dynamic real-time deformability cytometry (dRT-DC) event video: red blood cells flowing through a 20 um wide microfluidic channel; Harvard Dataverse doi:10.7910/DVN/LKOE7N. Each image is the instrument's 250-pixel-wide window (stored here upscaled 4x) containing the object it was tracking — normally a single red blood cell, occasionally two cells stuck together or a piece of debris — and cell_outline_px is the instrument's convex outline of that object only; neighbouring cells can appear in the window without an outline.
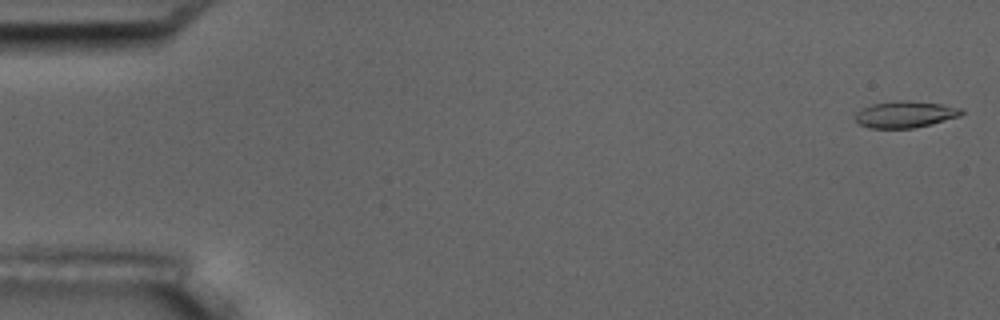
{"species": "common noctule bat (a hibernating species)", "species_latin": "Nyctalus noctula", "temperature_condition": "room temperature", "stored_images_in_passage": 15, "camera_frame_rate_fps": 3000, "um_per_image_px": 0.085, "animal": {"sex": "male", "body_mass_g": 17.5, "forearm_length_mm": 52.3}, "frame": {"image": 1, "passage_image": 1, "time_ms": 0.0, "image_size_px": [1000, 320], "cell_outline_px": [[964, 112], [960, 116], [912, 128], [868, 128], [860, 124], [856, 120], [856, 112], [860, 108], [872, 104], [896, 100], [908, 100], [940, 104], [964, 108]], "centroid_in_image_um": [76.92, 9.7], "position_along_channel_um": 8.1, "area_um2": 16.42}}
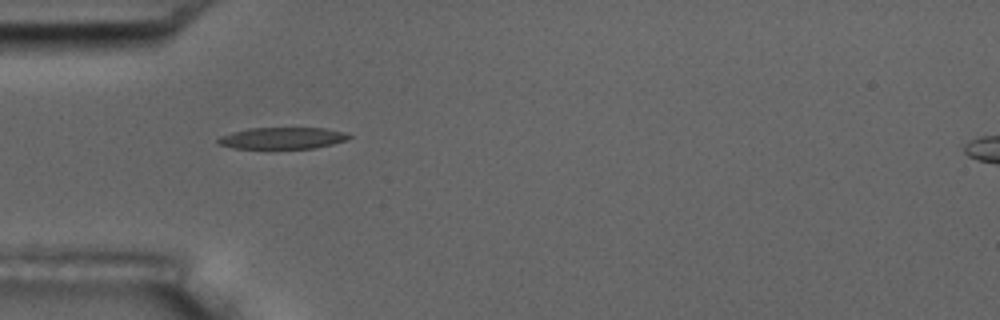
{"frame": {"image": 2, "passage_image": 5, "time_ms": 5.333, "image_size_px": [1000, 320], "cell_outline_px": [[352, 136], [348, 140], [316, 148], [232, 148], [216, 144], [216, 140], [220, 136], [232, 132], [248, 128], [324, 128], [344, 132]], "centroid_in_image_um": [23.98, 11.74], "position_along_channel_um": 61.0, "area_um2": 16.53}}
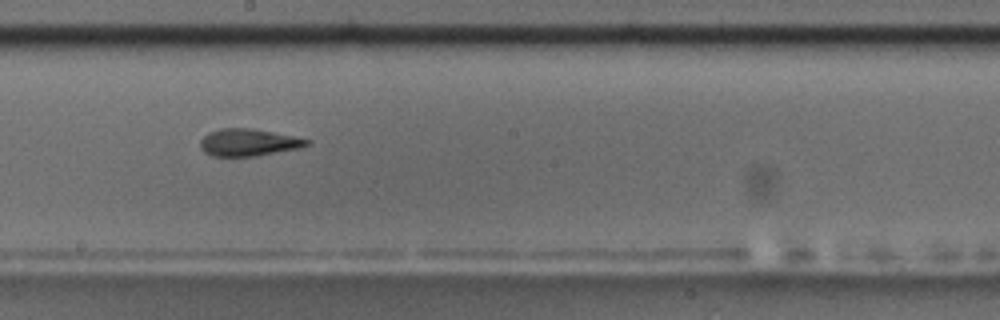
{"frame": {"image": 3, "passage_image": 9, "time_ms": 10.0, "image_size_px": [1000, 320], "cell_outline_px": [[312, 144], [300, 148], [256, 156], [212, 156], [204, 152], [200, 148], [200, 140], [208, 132], [220, 128], [252, 128], [312, 140]], "centroid_in_image_um": [21.12, 12.11], "position_along_channel_um": 227.1, "area_um2": 16.99}, "authors_computed_cell_mechanics": {"area_um2": 16.9932, "velocity_mm_per_s": 3.6105, "shape_relaxation_time_tau1_ms": 6.2266, "shape_relaxation_time_tau2_ms": 2.2149, "deformation_change_tau1": 0.1753, "deformation_change_tau2": 0.0907}}